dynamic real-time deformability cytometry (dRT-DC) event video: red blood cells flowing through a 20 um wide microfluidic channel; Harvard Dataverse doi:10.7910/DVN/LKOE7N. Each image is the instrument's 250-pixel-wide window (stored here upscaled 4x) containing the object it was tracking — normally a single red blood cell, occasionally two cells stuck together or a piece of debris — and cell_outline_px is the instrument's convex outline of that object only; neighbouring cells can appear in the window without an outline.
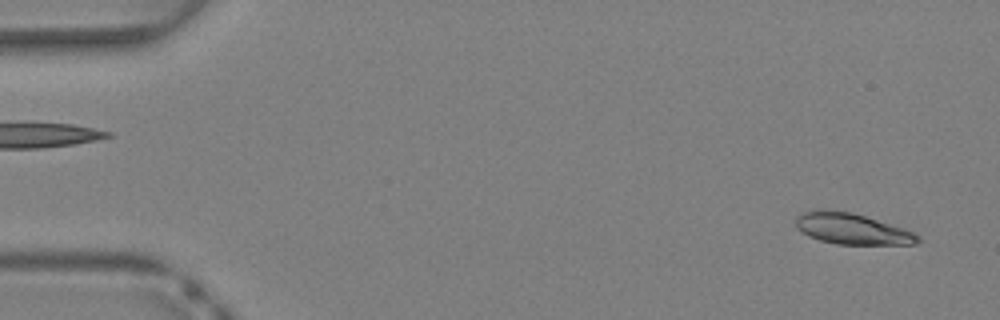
{"species": "Egyptian fruit bat (a non-hibernating species)", "species_latin": "Rousettus aegyptiacus", "temperature_condition": "warm", "stored_images_in_passage": 40, "camera_frame_rate_fps": 3000, "um_per_image_px": 0.085, "animal": {"sex": "female"}, "frame": {"image": 1, "passage_image": 2, "time_ms": 0.333, "image_size_px": [1000, 320], "cell_outline_px": [[920, 240], [916, 244], [836, 244], [820, 240], [808, 236], [796, 228], [796, 216], [804, 212], [816, 208], [852, 212], [904, 228], [920, 236]], "centroid_in_image_um": [72.38, 19.43], "position_along_channel_um": 12.6, "area_um2": 22.08}}
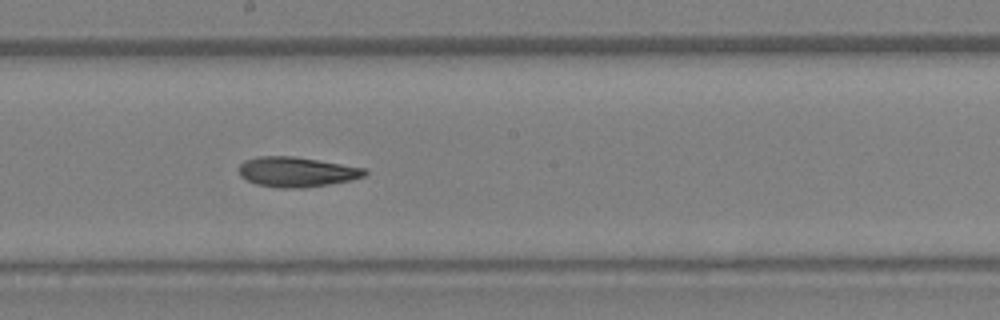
{"frame": {"image": 2, "passage_image": 22, "time_ms": 7.0, "image_size_px": [1000, 320], "cell_outline_px": [[368, 172], [364, 176], [352, 180], [304, 188], [280, 188], [256, 184], [240, 176], [240, 164], [244, 160], [260, 156], [292, 156], [364, 168]], "centroid_in_image_um": [25.2, 14.62], "position_along_channel_um": 223.0, "area_um2": 21.73}}
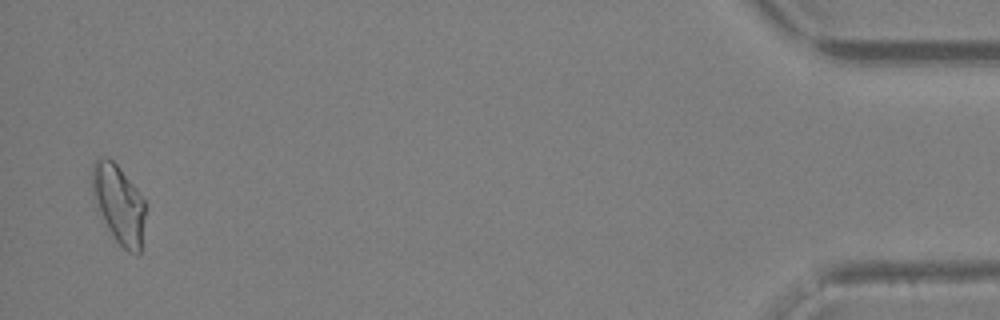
{"frame": {"image": 3, "passage_image": 39, "time_ms": 12.667, "image_size_px": [1000, 320], "cell_outline_px": [[144, 216], [140, 252], [136, 256], [128, 252], [116, 240], [108, 228], [104, 220], [92, 188], [92, 164], [96, 160], [108, 156], [116, 164], [136, 188], [144, 200]], "centroid_in_image_um": [10.11, 17.34], "position_along_channel_um": 425.1, "area_um2": 23.52}}